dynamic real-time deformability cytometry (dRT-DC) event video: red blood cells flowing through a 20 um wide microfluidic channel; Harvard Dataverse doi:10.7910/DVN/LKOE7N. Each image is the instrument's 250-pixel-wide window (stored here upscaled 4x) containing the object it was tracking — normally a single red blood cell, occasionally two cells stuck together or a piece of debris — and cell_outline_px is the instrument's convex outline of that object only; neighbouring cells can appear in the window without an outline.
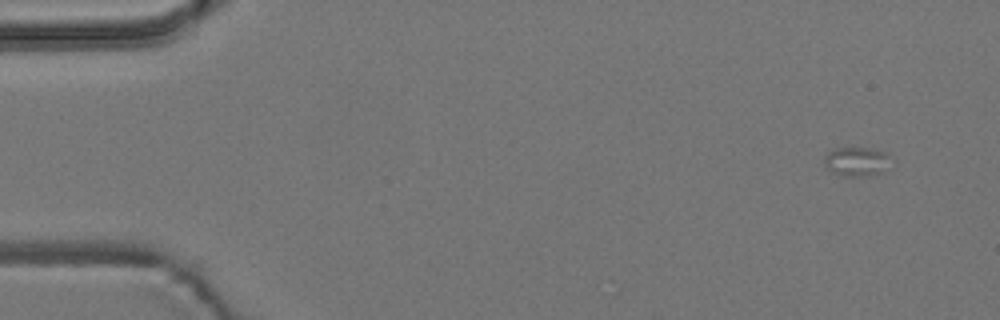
{"species": "common noctule bat (a hibernating species)", "species_latin": "Nyctalus noctula", "temperature_condition": "room temperature", "stored_images_in_passage": 4, "camera_frame_rate_fps": 3000, "um_per_image_px": 0.085, "animal": {"sex": "male", "body_mass_g": 19.2, "forearm_length_mm": 51.8}, "frame": {"image": 1, "passage_image": 1, "time_ms": 0.0, "image_size_px": [1000, 320], "cell_outline_px": [[896, 160], [884, 172], [872, 176], [840, 176], [832, 172], [824, 164], [824, 156], [828, 152], [836, 148], [868, 148], [888, 152]], "centroid_in_image_um": [72.93, 13.74], "position_along_channel_um": 12.1, "area_um2": 11.91}}